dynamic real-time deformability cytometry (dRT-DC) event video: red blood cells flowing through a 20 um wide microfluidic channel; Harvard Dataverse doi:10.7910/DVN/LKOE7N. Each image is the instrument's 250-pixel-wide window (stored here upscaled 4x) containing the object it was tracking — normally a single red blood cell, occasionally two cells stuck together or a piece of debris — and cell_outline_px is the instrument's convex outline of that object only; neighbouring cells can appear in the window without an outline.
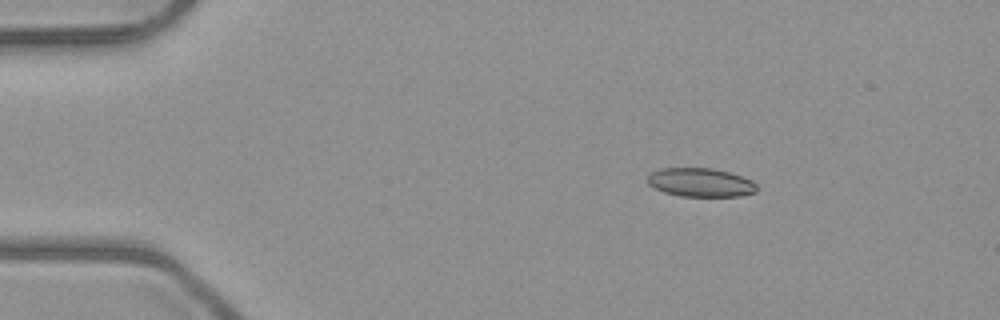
{"species": "common noctule bat (a hibernating species)", "species_latin": "Nyctalus noctula", "temperature_condition": "room temperature", "stored_images_in_passage": 4, "camera_frame_rate_fps": 3000, "um_per_image_px": 0.085, "animal": {"sex": "male", "body_mass_g": 23.1, "forearm_length_mm": 52.7}, "frame": {"image": 1, "passage_image": 1, "time_ms": 0.0, "image_size_px": [1000, 320], "cell_outline_px": [[756, 192], [740, 196], [680, 196], [664, 192], [648, 184], [648, 176], [652, 172], [660, 168], [712, 168], [728, 172], [752, 180], [756, 184]], "centroid_in_image_um": [59.54, 15.51], "position_along_channel_um": 25.5, "area_um2": 18.15}}
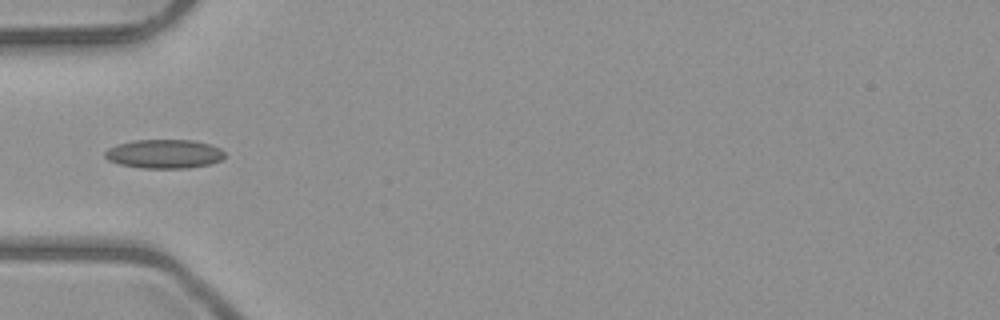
{"frame": {"image": 2, "passage_image": 3, "time_ms": 3.0, "image_size_px": [1000, 320], "cell_outline_px": [[224, 156], [220, 160], [212, 164], [188, 168], [140, 168], [120, 164], [108, 160], [104, 156], [104, 152], [108, 148], [120, 144], [136, 140], [192, 140], [208, 144], [220, 148], [224, 152]], "centroid_in_image_um": [13.96, 13.09], "position_along_channel_um": 71.0, "area_um2": 20.11}}
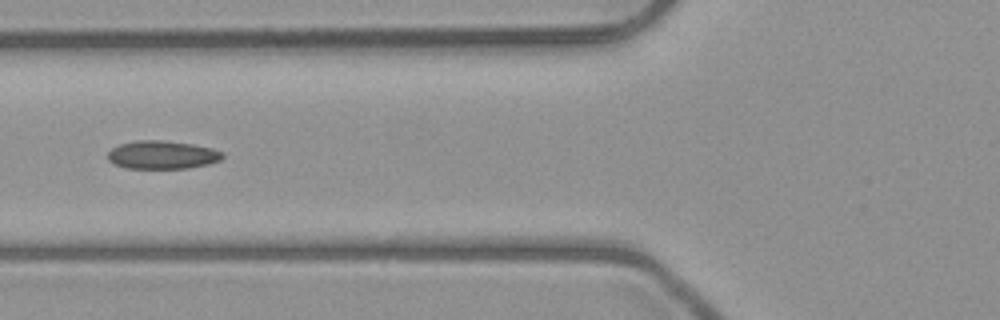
{"frame": {"image": 3, "passage_image": 4, "time_ms": 4.0, "image_size_px": [1000, 320], "cell_outline_px": [[224, 156], [220, 160], [208, 164], [188, 168], [128, 168], [116, 164], [108, 160], [108, 152], [112, 148], [120, 144], [136, 140], [164, 140], [192, 144], [212, 148], [224, 152]], "centroid_in_image_um": [13.81, 13.15], "position_along_channel_um": 112.0, "area_um2": 18.84}}